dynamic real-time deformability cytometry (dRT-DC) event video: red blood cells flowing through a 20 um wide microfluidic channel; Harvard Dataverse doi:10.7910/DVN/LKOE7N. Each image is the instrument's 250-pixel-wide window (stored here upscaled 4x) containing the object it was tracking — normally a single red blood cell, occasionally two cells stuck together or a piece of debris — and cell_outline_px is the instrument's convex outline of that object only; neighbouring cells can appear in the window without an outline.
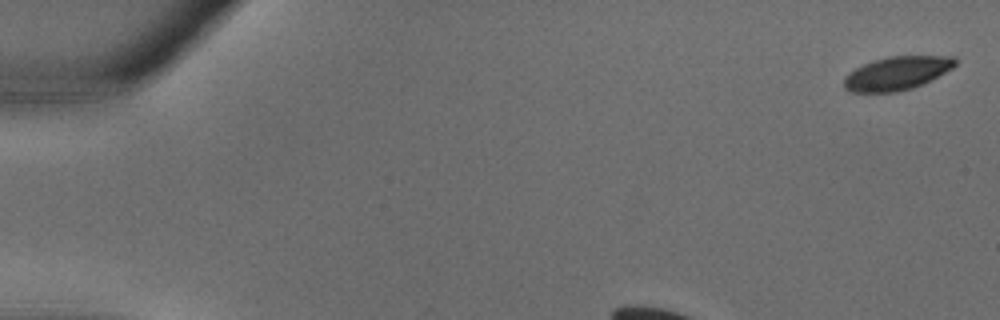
{"species": "common noctule bat (a hibernating species)", "species_latin": "Nyctalus noctula", "temperature_condition": "warm", "stored_images_in_passage": 3, "camera_frame_rate_fps": 3000, "um_per_image_px": 0.085, "animal": {"sex": "male", "body_mass_g": 18.8}, "frame": {"image": 1, "passage_image": 1, "time_ms": 0.0, "image_size_px": [1000, 320], "cell_outline_px": [[956, 64], [952, 68], [912, 88], [896, 92], [848, 92], [844, 88], [844, 76], [848, 72], [872, 60], [888, 56], [956, 56]], "centroid_in_image_um": [76.18, 6.22], "position_along_channel_um": 8.8, "area_um2": 21.56}}